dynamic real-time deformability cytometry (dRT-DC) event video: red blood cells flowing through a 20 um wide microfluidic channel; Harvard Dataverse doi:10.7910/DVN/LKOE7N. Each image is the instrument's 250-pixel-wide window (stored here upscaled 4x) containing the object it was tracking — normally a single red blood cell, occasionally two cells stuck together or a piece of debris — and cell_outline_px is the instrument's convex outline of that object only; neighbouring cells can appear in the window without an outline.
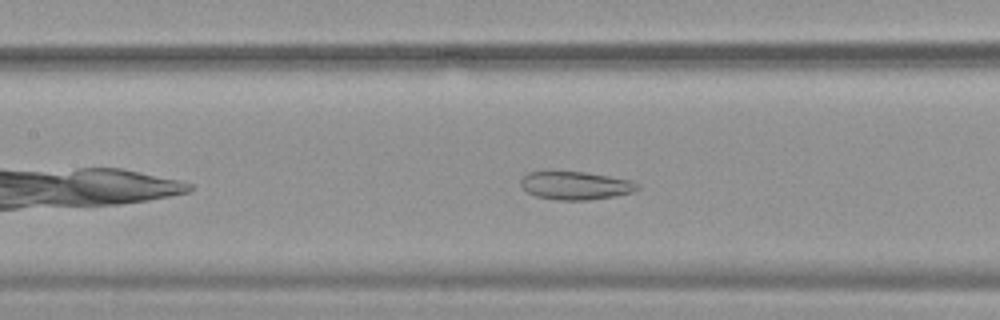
{"species": "common noctule bat (a hibernating species)", "species_latin": "Nyctalus noctula", "temperature_condition": "warm", "stored_images_in_passage": 39, "camera_frame_rate_fps": 3000, "um_per_image_px": 0.085, "animal": {"sex": "female", "body_mass_g": 19.9}, "frame": {"image": 1, "passage_image": 11, "time_ms": 3.333, "image_size_px": [1000, 320], "cell_outline_px": [[640, 188], [632, 192], [616, 196], [592, 200], [556, 200], [536, 196], [528, 192], [520, 184], [520, 180], [528, 172], [552, 168], [584, 172], [632, 180], [640, 184]], "centroid_in_image_um": [48.89, 15.73], "position_along_channel_um": 158.5, "area_um2": 19.94}}
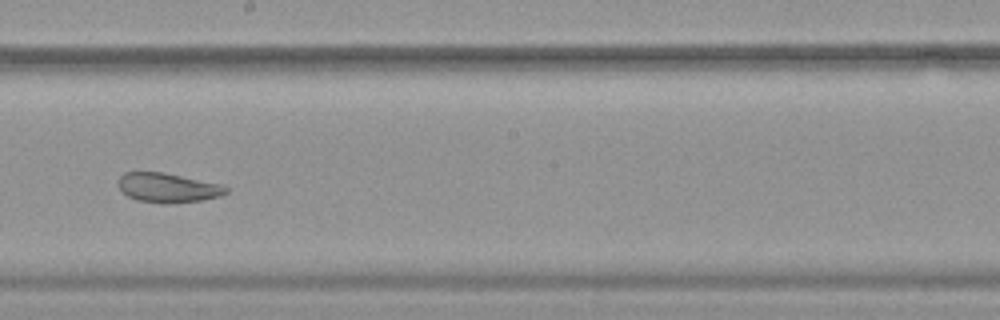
{"frame": {"image": 2, "passage_image": 17, "time_ms": 5.333, "image_size_px": [1000, 320], "cell_outline_px": [[228, 192], [220, 196], [204, 200], [168, 204], [160, 204], [136, 200], [128, 196], [116, 184], [116, 180], [124, 172], [164, 172], [220, 184], [228, 188]], "centroid_in_image_um": [14.24, 15.96], "position_along_channel_um": 234.0, "area_um2": 18.73}}
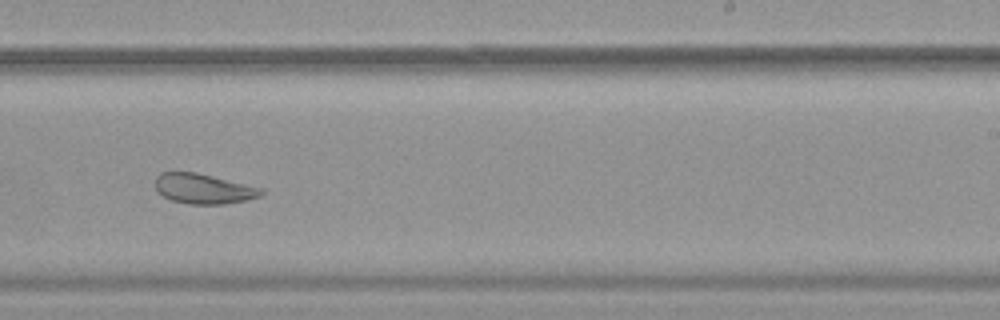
{"frame": {"image": 3, "passage_image": 20, "time_ms": 6.333, "image_size_px": [1000, 320], "cell_outline_px": [[264, 192], [260, 196], [248, 200], [224, 204], [188, 204], [172, 200], [156, 192], [156, 176], [160, 172], [196, 172], [264, 188]], "centroid_in_image_um": [17.32, 16.04], "position_along_channel_um": 271.7, "area_um2": 18.67}, "authors_computed_cell_mechanics": {"area_um2": 22.1374, "velocity_mm_per_s": 3.7993, "shape_relaxation_time_tau1_ms": null, "shape_relaxation_time_tau2_ms": 1.7853, "deformation_change_tau1": null, "deformation_change_tau2": 0.084}}